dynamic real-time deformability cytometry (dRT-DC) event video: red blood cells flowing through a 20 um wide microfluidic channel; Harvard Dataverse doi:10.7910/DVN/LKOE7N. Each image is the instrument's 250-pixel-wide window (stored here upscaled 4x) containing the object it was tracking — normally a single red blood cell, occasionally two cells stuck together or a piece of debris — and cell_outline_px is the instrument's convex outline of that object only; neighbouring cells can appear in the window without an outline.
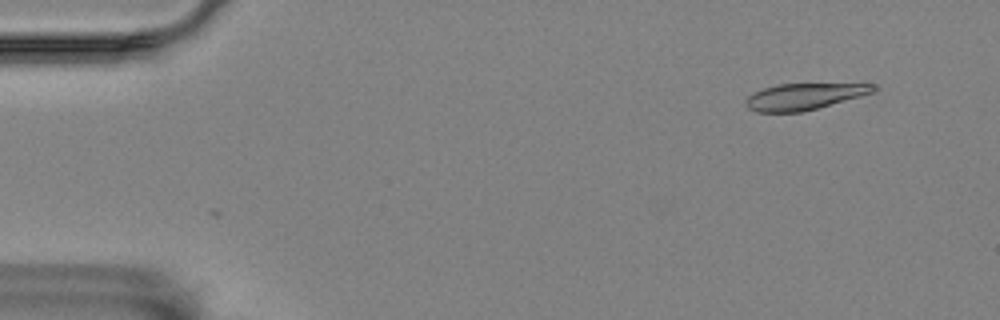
{"species": "Egyptian fruit bat (a non-hibernating species)", "species_latin": "Rousettus aegyptiacus", "temperature_condition": "room temperature", "stored_images_in_passage": 46, "camera_frame_rate_fps": 3000, "um_per_image_px": 0.085, "animal": {"sex": "female"}, "frame": {"image": 1, "passage_image": 1, "time_ms": 0.0, "image_size_px": [1000, 320], "cell_outline_px": [[876, 92], [816, 108], [800, 112], [756, 112], [748, 108], [744, 104], [748, 96], [764, 88], [780, 84], [864, 80], [876, 84]], "centroid_in_image_um": [68.55, 8.13], "position_along_channel_um": 16.4, "area_um2": 20.75}}
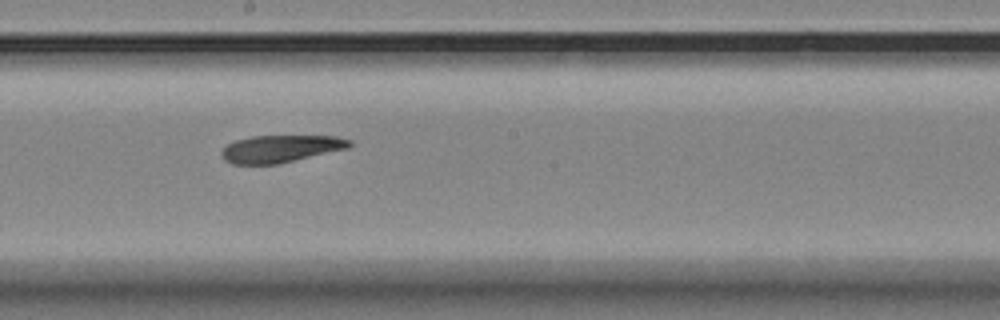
{"frame": {"image": 2, "passage_image": 27, "time_ms": 8.667, "image_size_px": [1000, 320], "cell_outline_px": [[352, 144], [348, 148], [276, 164], [232, 164], [224, 160], [220, 152], [228, 144], [236, 140], [252, 136], [336, 136], [352, 140]], "centroid_in_image_um": [23.84, 12.63], "position_along_channel_um": 224.4, "area_um2": 20.17}}
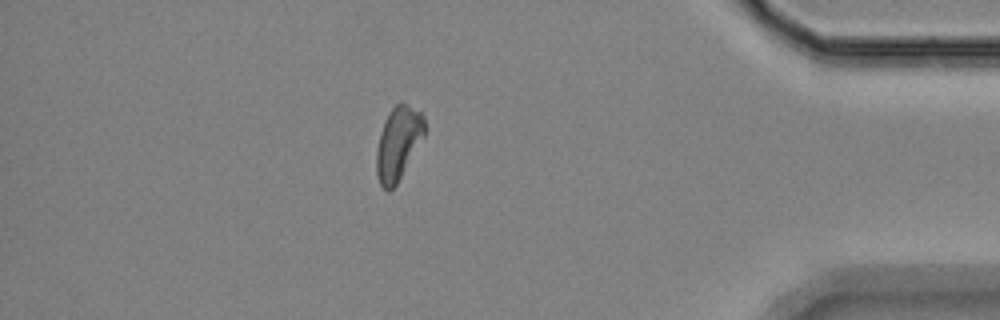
{"frame": {"image": 3, "passage_image": 45, "time_ms": 14.667, "image_size_px": [1000, 320], "cell_outline_px": [[424, 136], [396, 184], [388, 192], [380, 184], [376, 176], [376, 152], [380, 132], [388, 112], [396, 104], [408, 104], [420, 112], [424, 116]], "centroid_in_image_um": [33.82, 12.17], "position_along_channel_um": 401.4, "area_um2": 20.23}}